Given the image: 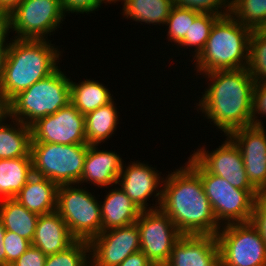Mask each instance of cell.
I'll use <instances>...</instances> for the list:
<instances>
[{"label":"cell","instance_id":"6da1fadb","mask_svg":"<svg viewBox=\"0 0 266 266\" xmlns=\"http://www.w3.org/2000/svg\"><path fill=\"white\" fill-rule=\"evenodd\" d=\"M206 90L197 103V112L202 111L216 129L225 136L232 131L253 125L252 106L255 81L247 68L208 72ZM211 84V85H210Z\"/></svg>","mask_w":266,"mask_h":266},{"label":"cell","instance_id":"7a4b0ae2","mask_svg":"<svg viewBox=\"0 0 266 266\" xmlns=\"http://www.w3.org/2000/svg\"><path fill=\"white\" fill-rule=\"evenodd\" d=\"M160 209L182 235L216 236L221 229L200 176L187 164L165 177Z\"/></svg>","mask_w":266,"mask_h":266},{"label":"cell","instance_id":"3957f363","mask_svg":"<svg viewBox=\"0 0 266 266\" xmlns=\"http://www.w3.org/2000/svg\"><path fill=\"white\" fill-rule=\"evenodd\" d=\"M0 91L11 100L19 92L52 74L61 52L48 39L10 38ZM48 40V41H47Z\"/></svg>","mask_w":266,"mask_h":266},{"label":"cell","instance_id":"277c9868","mask_svg":"<svg viewBox=\"0 0 266 266\" xmlns=\"http://www.w3.org/2000/svg\"><path fill=\"white\" fill-rule=\"evenodd\" d=\"M251 32L231 14L220 17L211 29L205 48L193 60L197 75L247 68Z\"/></svg>","mask_w":266,"mask_h":266},{"label":"cell","instance_id":"5b68a950","mask_svg":"<svg viewBox=\"0 0 266 266\" xmlns=\"http://www.w3.org/2000/svg\"><path fill=\"white\" fill-rule=\"evenodd\" d=\"M70 101V77L59 66L48 77L35 82L10 100V118L31 127L40 118L66 107Z\"/></svg>","mask_w":266,"mask_h":266},{"label":"cell","instance_id":"8992f818","mask_svg":"<svg viewBox=\"0 0 266 266\" xmlns=\"http://www.w3.org/2000/svg\"><path fill=\"white\" fill-rule=\"evenodd\" d=\"M186 163L200 176L205 195L221 226L251 221L255 198L260 194L257 190L233 187L224 178L209 173L192 155Z\"/></svg>","mask_w":266,"mask_h":266},{"label":"cell","instance_id":"52a82bcc","mask_svg":"<svg viewBox=\"0 0 266 266\" xmlns=\"http://www.w3.org/2000/svg\"><path fill=\"white\" fill-rule=\"evenodd\" d=\"M88 144L31 142L33 174L59 185L78 184L83 172Z\"/></svg>","mask_w":266,"mask_h":266},{"label":"cell","instance_id":"ba28073f","mask_svg":"<svg viewBox=\"0 0 266 266\" xmlns=\"http://www.w3.org/2000/svg\"><path fill=\"white\" fill-rule=\"evenodd\" d=\"M85 189L79 183L59 185L56 211L76 240L89 242L102 232V219L100 201Z\"/></svg>","mask_w":266,"mask_h":266},{"label":"cell","instance_id":"9c48e42d","mask_svg":"<svg viewBox=\"0 0 266 266\" xmlns=\"http://www.w3.org/2000/svg\"><path fill=\"white\" fill-rule=\"evenodd\" d=\"M65 17L61 0H23L4 20L14 39H48Z\"/></svg>","mask_w":266,"mask_h":266},{"label":"cell","instance_id":"30bf717a","mask_svg":"<svg viewBox=\"0 0 266 266\" xmlns=\"http://www.w3.org/2000/svg\"><path fill=\"white\" fill-rule=\"evenodd\" d=\"M216 238L220 266H266V244L251 221L223 225Z\"/></svg>","mask_w":266,"mask_h":266},{"label":"cell","instance_id":"8fae6325","mask_svg":"<svg viewBox=\"0 0 266 266\" xmlns=\"http://www.w3.org/2000/svg\"><path fill=\"white\" fill-rule=\"evenodd\" d=\"M140 250L155 264H166L171 256L173 245L182 234L173 221L159 208L142 211L136 221Z\"/></svg>","mask_w":266,"mask_h":266},{"label":"cell","instance_id":"7c38bea8","mask_svg":"<svg viewBox=\"0 0 266 266\" xmlns=\"http://www.w3.org/2000/svg\"><path fill=\"white\" fill-rule=\"evenodd\" d=\"M31 142L55 144H87L85 137V115L71 103L52 115L40 118L32 126Z\"/></svg>","mask_w":266,"mask_h":266},{"label":"cell","instance_id":"4fadbf2b","mask_svg":"<svg viewBox=\"0 0 266 266\" xmlns=\"http://www.w3.org/2000/svg\"><path fill=\"white\" fill-rule=\"evenodd\" d=\"M90 266H118L140 250L137 223L109 229L89 241Z\"/></svg>","mask_w":266,"mask_h":266},{"label":"cell","instance_id":"5bb4252c","mask_svg":"<svg viewBox=\"0 0 266 266\" xmlns=\"http://www.w3.org/2000/svg\"><path fill=\"white\" fill-rule=\"evenodd\" d=\"M223 143V144H222ZM211 152L206 147L197 148L192 156L211 174L227 180L233 187L242 190H256L248 180L242 153L235 142L227 138Z\"/></svg>","mask_w":266,"mask_h":266},{"label":"cell","instance_id":"9a60e30c","mask_svg":"<svg viewBox=\"0 0 266 266\" xmlns=\"http://www.w3.org/2000/svg\"><path fill=\"white\" fill-rule=\"evenodd\" d=\"M125 167L126 164L122 166L117 181L118 186L120 185L119 187L142 211L159 209L163 191V186L161 184L164 182V177H161V174L158 173L156 168L144 162H131L126 169ZM153 194H155L154 197L157 198V201H155L156 204H152L153 206L148 207L147 201H149L148 199L152 197Z\"/></svg>","mask_w":266,"mask_h":266},{"label":"cell","instance_id":"2e32d148","mask_svg":"<svg viewBox=\"0 0 266 266\" xmlns=\"http://www.w3.org/2000/svg\"><path fill=\"white\" fill-rule=\"evenodd\" d=\"M239 147L244 168L251 185L266 193V129L264 126H247L228 135Z\"/></svg>","mask_w":266,"mask_h":266},{"label":"cell","instance_id":"e0dca14e","mask_svg":"<svg viewBox=\"0 0 266 266\" xmlns=\"http://www.w3.org/2000/svg\"><path fill=\"white\" fill-rule=\"evenodd\" d=\"M166 266H220L216 236L182 235L173 245Z\"/></svg>","mask_w":266,"mask_h":266},{"label":"cell","instance_id":"ac0fdd59","mask_svg":"<svg viewBox=\"0 0 266 266\" xmlns=\"http://www.w3.org/2000/svg\"><path fill=\"white\" fill-rule=\"evenodd\" d=\"M97 146L88 145L79 185L91 183L98 188L116 186L124 161L115 151L100 150Z\"/></svg>","mask_w":266,"mask_h":266},{"label":"cell","instance_id":"d6986e66","mask_svg":"<svg viewBox=\"0 0 266 266\" xmlns=\"http://www.w3.org/2000/svg\"><path fill=\"white\" fill-rule=\"evenodd\" d=\"M75 241L57 211L39 215L31 245L39 248L45 255H50L66 250Z\"/></svg>","mask_w":266,"mask_h":266},{"label":"cell","instance_id":"ffe728a7","mask_svg":"<svg viewBox=\"0 0 266 266\" xmlns=\"http://www.w3.org/2000/svg\"><path fill=\"white\" fill-rule=\"evenodd\" d=\"M57 190L56 183L33 174L14 199L31 212L48 214L56 211Z\"/></svg>","mask_w":266,"mask_h":266},{"label":"cell","instance_id":"44dd1931","mask_svg":"<svg viewBox=\"0 0 266 266\" xmlns=\"http://www.w3.org/2000/svg\"><path fill=\"white\" fill-rule=\"evenodd\" d=\"M108 192L104 201H100L102 232L136 223L142 210L121 188L116 187Z\"/></svg>","mask_w":266,"mask_h":266},{"label":"cell","instance_id":"7402d4cb","mask_svg":"<svg viewBox=\"0 0 266 266\" xmlns=\"http://www.w3.org/2000/svg\"><path fill=\"white\" fill-rule=\"evenodd\" d=\"M10 119L11 123L0 124V159L31 157V127Z\"/></svg>","mask_w":266,"mask_h":266},{"label":"cell","instance_id":"603a6c76","mask_svg":"<svg viewBox=\"0 0 266 266\" xmlns=\"http://www.w3.org/2000/svg\"><path fill=\"white\" fill-rule=\"evenodd\" d=\"M32 175L31 157L0 159V200L15 198Z\"/></svg>","mask_w":266,"mask_h":266},{"label":"cell","instance_id":"cb8c5ba5","mask_svg":"<svg viewBox=\"0 0 266 266\" xmlns=\"http://www.w3.org/2000/svg\"><path fill=\"white\" fill-rule=\"evenodd\" d=\"M39 215L26 209L14 198L0 200V219L6 231L32 242Z\"/></svg>","mask_w":266,"mask_h":266},{"label":"cell","instance_id":"d4e9b609","mask_svg":"<svg viewBox=\"0 0 266 266\" xmlns=\"http://www.w3.org/2000/svg\"><path fill=\"white\" fill-rule=\"evenodd\" d=\"M70 96V103L83 115L114 100L106 86L87 78L80 83L70 80Z\"/></svg>","mask_w":266,"mask_h":266},{"label":"cell","instance_id":"484cf974","mask_svg":"<svg viewBox=\"0 0 266 266\" xmlns=\"http://www.w3.org/2000/svg\"><path fill=\"white\" fill-rule=\"evenodd\" d=\"M114 100L85 115V137L88 145H99L112 137L119 123Z\"/></svg>","mask_w":266,"mask_h":266},{"label":"cell","instance_id":"4316f807","mask_svg":"<svg viewBox=\"0 0 266 266\" xmlns=\"http://www.w3.org/2000/svg\"><path fill=\"white\" fill-rule=\"evenodd\" d=\"M123 3V16L142 24L162 26L175 5L174 0H119Z\"/></svg>","mask_w":266,"mask_h":266},{"label":"cell","instance_id":"83f0119b","mask_svg":"<svg viewBox=\"0 0 266 266\" xmlns=\"http://www.w3.org/2000/svg\"><path fill=\"white\" fill-rule=\"evenodd\" d=\"M230 14L251 30L266 28V0H231Z\"/></svg>","mask_w":266,"mask_h":266},{"label":"cell","instance_id":"f1b7e54d","mask_svg":"<svg viewBox=\"0 0 266 266\" xmlns=\"http://www.w3.org/2000/svg\"><path fill=\"white\" fill-rule=\"evenodd\" d=\"M247 70L255 83L266 82V28L251 32Z\"/></svg>","mask_w":266,"mask_h":266},{"label":"cell","instance_id":"f546056e","mask_svg":"<svg viewBox=\"0 0 266 266\" xmlns=\"http://www.w3.org/2000/svg\"><path fill=\"white\" fill-rule=\"evenodd\" d=\"M222 16H217L210 13H200L190 25L189 31L184 39L177 45L179 47L193 48L194 58L196 59L205 48L208 37L210 36L211 29L214 23Z\"/></svg>","mask_w":266,"mask_h":266},{"label":"cell","instance_id":"4dcf8cb0","mask_svg":"<svg viewBox=\"0 0 266 266\" xmlns=\"http://www.w3.org/2000/svg\"><path fill=\"white\" fill-rule=\"evenodd\" d=\"M90 246L85 240H76L66 250L47 255L44 266H90Z\"/></svg>","mask_w":266,"mask_h":266},{"label":"cell","instance_id":"1f68e13d","mask_svg":"<svg viewBox=\"0 0 266 266\" xmlns=\"http://www.w3.org/2000/svg\"><path fill=\"white\" fill-rule=\"evenodd\" d=\"M200 13L196 10L174 5L165 23L168 26L167 39L171 43L174 42V45L176 43L178 45L184 39L189 31L190 25L193 24L195 18Z\"/></svg>","mask_w":266,"mask_h":266},{"label":"cell","instance_id":"d6a6232c","mask_svg":"<svg viewBox=\"0 0 266 266\" xmlns=\"http://www.w3.org/2000/svg\"><path fill=\"white\" fill-rule=\"evenodd\" d=\"M174 4L178 7L217 16L229 15L231 12V0H174Z\"/></svg>","mask_w":266,"mask_h":266},{"label":"cell","instance_id":"836d02e7","mask_svg":"<svg viewBox=\"0 0 266 266\" xmlns=\"http://www.w3.org/2000/svg\"><path fill=\"white\" fill-rule=\"evenodd\" d=\"M6 266L15 262L31 245V242L16 233L6 231L4 240Z\"/></svg>","mask_w":266,"mask_h":266},{"label":"cell","instance_id":"e575fe53","mask_svg":"<svg viewBox=\"0 0 266 266\" xmlns=\"http://www.w3.org/2000/svg\"><path fill=\"white\" fill-rule=\"evenodd\" d=\"M107 2L111 4L108 0H61L62 7L66 15L68 13H93L94 11L99 10L101 5ZM97 9V10H96Z\"/></svg>","mask_w":266,"mask_h":266},{"label":"cell","instance_id":"d590c367","mask_svg":"<svg viewBox=\"0 0 266 266\" xmlns=\"http://www.w3.org/2000/svg\"><path fill=\"white\" fill-rule=\"evenodd\" d=\"M261 114V115H260ZM258 115V116H257ZM260 116H266V82L255 83L252 106V122L255 126H263Z\"/></svg>","mask_w":266,"mask_h":266},{"label":"cell","instance_id":"8d00e7d4","mask_svg":"<svg viewBox=\"0 0 266 266\" xmlns=\"http://www.w3.org/2000/svg\"><path fill=\"white\" fill-rule=\"evenodd\" d=\"M251 222L257 227L266 244V193H260L255 198Z\"/></svg>","mask_w":266,"mask_h":266},{"label":"cell","instance_id":"74e56055","mask_svg":"<svg viewBox=\"0 0 266 266\" xmlns=\"http://www.w3.org/2000/svg\"><path fill=\"white\" fill-rule=\"evenodd\" d=\"M47 255L33 245L10 266H44Z\"/></svg>","mask_w":266,"mask_h":266},{"label":"cell","instance_id":"f35d334b","mask_svg":"<svg viewBox=\"0 0 266 266\" xmlns=\"http://www.w3.org/2000/svg\"><path fill=\"white\" fill-rule=\"evenodd\" d=\"M8 29L4 25L0 29V82L3 77L4 69H5V64H6V59L8 55V50H9V43L6 42V40L9 39L8 37ZM8 37V38H7Z\"/></svg>","mask_w":266,"mask_h":266},{"label":"cell","instance_id":"ab89813d","mask_svg":"<svg viewBox=\"0 0 266 266\" xmlns=\"http://www.w3.org/2000/svg\"><path fill=\"white\" fill-rule=\"evenodd\" d=\"M154 264L147 258V255L141 250L129 255L118 266H153Z\"/></svg>","mask_w":266,"mask_h":266},{"label":"cell","instance_id":"60d3db41","mask_svg":"<svg viewBox=\"0 0 266 266\" xmlns=\"http://www.w3.org/2000/svg\"><path fill=\"white\" fill-rule=\"evenodd\" d=\"M10 118V100L0 91V124Z\"/></svg>","mask_w":266,"mask_h":266},{"label":"cell","instance_id":"b9f144b4","mask_svg":"<svg viewBox=\"0 0 266 266\" xmlns=\"http://www.w3.org/2000/svg\"><path fill=\"white\" fill-rule=\"evenodd\" d=\"M23 0H0V14L5 17Z\"/></svg>","mask_w":266,"mask_h":266},{"label":"cell","instance_id":"7bdbcfd3","mask_svg":"<svg viewBox=\"0 0 266 266\" xmlns=\"http://www.w3.org/2000/svg\"><path fill=\"white\" fill-rule=\"evenodd\" d=\"M5 233L6 229L3 225L2 220L0 219V266H6V254L3 244Z\"/></svg>","mask_w":266,"mask_h":266},{"label":"cell","instance_id":"ee69618b","mask_svg":"<svg viewBox=\"0 0 266 266\" xmlns=\"http://www.w3.org/2000/svg\"><path fill=\"white\" fill-rule=\"evenodd\" d=\"M5 25L4 17L0 14V29Z\"/></svg>","mask_w":266,"mask_h":266},{"label":"cell","instance_id":"f6af8a7d","mask_svg":"<svg viewBox=\"0 0 266 266\" xmlns=\"http://www.w3.org/2000/svg\"><path fill=\"white\" fill-rule=\"evenodd\" d=\"M110 3H116V2H119V0H108Z\"/></svg>","mask_w":266,"mask_h":266},{"label":"cell","instance_id":"bcb514c9","mask_svg":"<svg viewBox=\"0 0 266 266\" xmlns=\"http://www.w3.org/2000/svg\"><path fill=\"white\" fill-rule=\"evenodd\" d=\"M153 266H166L165 264H155Z\"/></svg>","mask_w":266,"mask_h":266}]
</instances>
